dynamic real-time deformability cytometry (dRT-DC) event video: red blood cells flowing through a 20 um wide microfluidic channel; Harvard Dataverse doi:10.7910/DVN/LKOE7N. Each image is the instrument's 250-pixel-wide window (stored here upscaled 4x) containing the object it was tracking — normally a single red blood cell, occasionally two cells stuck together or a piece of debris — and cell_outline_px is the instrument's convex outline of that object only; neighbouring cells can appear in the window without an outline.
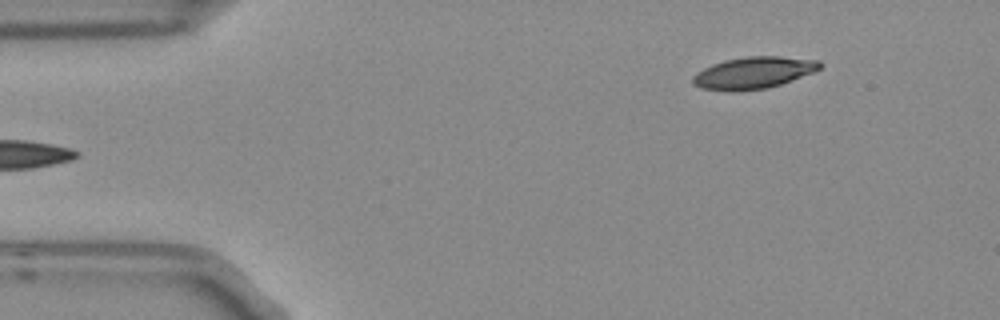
{"species": "Egyptian fruit bat (a non-hibernating species)", "species_latin": "Rousettus aegyptiacus", "temperature_condition": "room temperature", "stored_images_in_passage": 3, "camera_frame_rate_fps": 3000, "um_per_image_px": 0.085, "frame": {"image": 1, "passage_image": 3, "time_ms": 0.667, "image_size_px": [1000, 320], "cell_outline_px": [[824, 64], [816, 72], [780, 84], [764, 88], [700, 88], [692, 84], [692, 76], [696, 72], [712, 64], [724, 60], [748, 56], [780, 56], [820, 60]], "centroid_in_image_um": [64.13, 6.12], "position_along_channel_um": 20.9, "area_um2": 22.89}}